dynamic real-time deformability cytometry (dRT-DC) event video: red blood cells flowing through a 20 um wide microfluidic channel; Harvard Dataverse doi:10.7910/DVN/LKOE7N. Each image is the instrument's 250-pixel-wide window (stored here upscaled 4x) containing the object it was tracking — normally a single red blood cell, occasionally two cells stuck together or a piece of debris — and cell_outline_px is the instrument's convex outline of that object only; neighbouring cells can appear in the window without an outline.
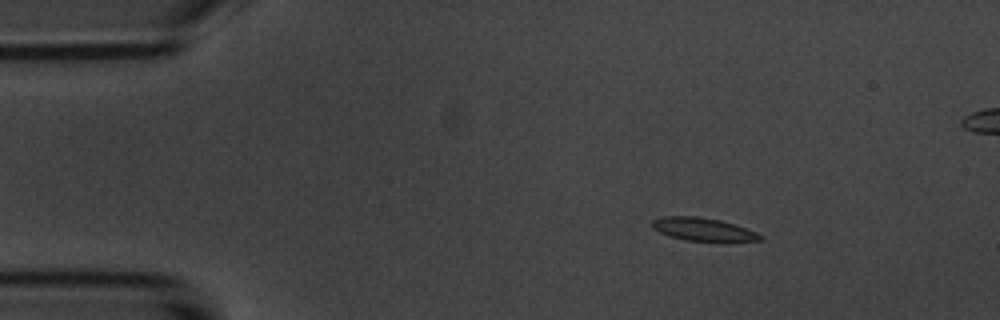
{"species": "common noctule bat (a hibernating species)", "species_latin": "Nyctalus noctula", "temperature_condition": "room temperature", "stored_images_in_passage": 4, "segment_of_instrument_passage": [1, 2], "camera_frame_rate_fps": 3000, "um_per_image_px": 0.085, "animal": {"sex": "male", "body_mass_g": 20.1, "forearm_length_mm": 53.5}, "frame": {"image": 1, "passage_image": 1, "time_ms": 0.0, "image_size_px": [1000, 320], "cell_outline_px": [[764, 236], [760, 240], [684, 240], [660, 232], [652, 228], [652, 220], [664, 216], [696, 216], [720, 220], [756, 232]], "centroid_in_image_um": [59.7, 19.47], "position_along_channel_um": 25.3, "area_um2": 13.93}}